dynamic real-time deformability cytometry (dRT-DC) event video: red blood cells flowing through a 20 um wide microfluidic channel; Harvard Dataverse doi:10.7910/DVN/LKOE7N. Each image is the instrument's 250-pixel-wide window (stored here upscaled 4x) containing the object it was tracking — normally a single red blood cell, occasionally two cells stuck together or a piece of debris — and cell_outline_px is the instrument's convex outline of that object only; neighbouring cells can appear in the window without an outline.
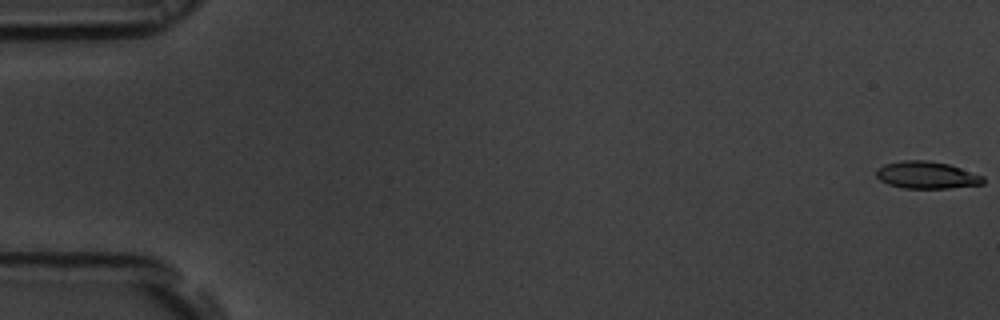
{"species": "common noctule bat (a hibernating species)", "species_latin": "Nyctalus noctula", "temperature_condition": "room temperature", "stored_images_in_passage": 53, "camera_frame_rate_fps": 3000, "um_per_image_px": 0.085, "animal": {"sex": "male", "body_mass_g": 19.5, "forearm_length_mm": 54.6}, "frame": {"image": 1, "passage_image": 1, "time_ms": 0.0, "image_size_px": [1000, 320], "cell_outline_px": [[984, 184], [948, 188], [904, 188], [888, 184], [880, 180], [876, 176], [876, 168], [884, 164], [904, 160], [928, 160], [948, 164], [984, 176]], "centroid_in_image_um": [78.75, 14.88], "position_along_channel_um": 6.2, "area_um2": 16.94}}
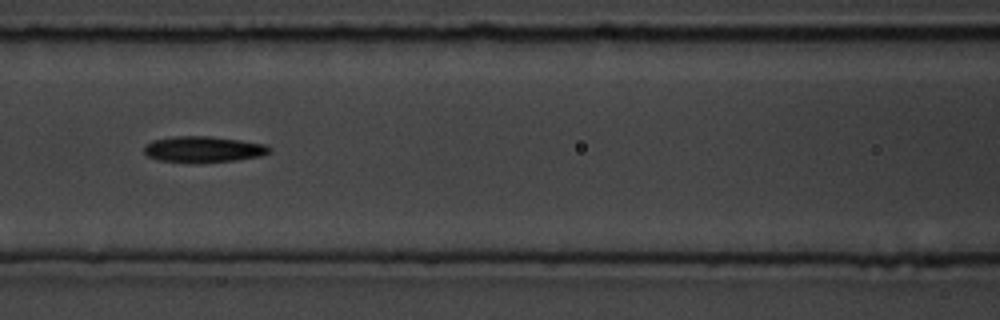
{"frame": {"image": 2, "passage_image": 25, "time_ms": 8.0, "image_size_px": [1000, 320], "cell_outline_px": [[272, 148], [268, 152], [260, 156], [236, 160], [192, 164], [156, 160], [148, 156], [144, 152], [144, 144], [152, 140], [172, 136], [212, 136], [268, 144]], "centroid_in_image_um": [17.24, 12.7], "position_along_channel_um": 149.4, "area_um2": 19.54}}
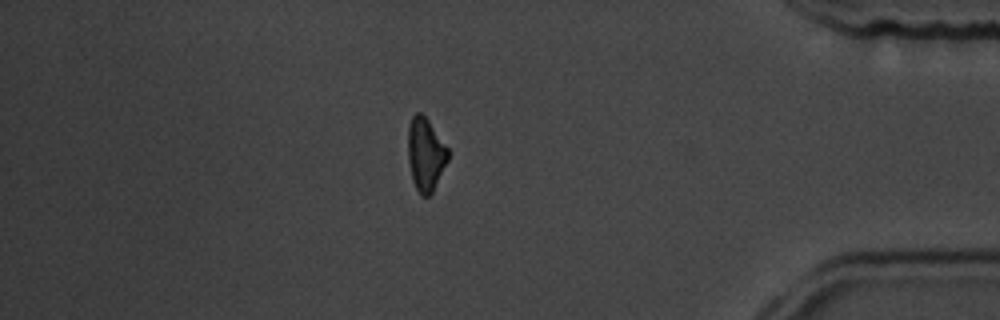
{"frame": {"image": 3, "passage_image": 48, "time_ms": 15.667, "image_size_px": [1000, 320], "cell_outline_px": [[448, 160], [432, 192], [428, 196], [420, 196], [412, 180], [408, 160], [408, 124], [412, 116], [416, 112], [420, 112], [428, 120], [448, 148]], "centroid_in_image_um": [36.15, 13.11], "position_along_channel_um": 399.0, "area_um2": 16.99}}